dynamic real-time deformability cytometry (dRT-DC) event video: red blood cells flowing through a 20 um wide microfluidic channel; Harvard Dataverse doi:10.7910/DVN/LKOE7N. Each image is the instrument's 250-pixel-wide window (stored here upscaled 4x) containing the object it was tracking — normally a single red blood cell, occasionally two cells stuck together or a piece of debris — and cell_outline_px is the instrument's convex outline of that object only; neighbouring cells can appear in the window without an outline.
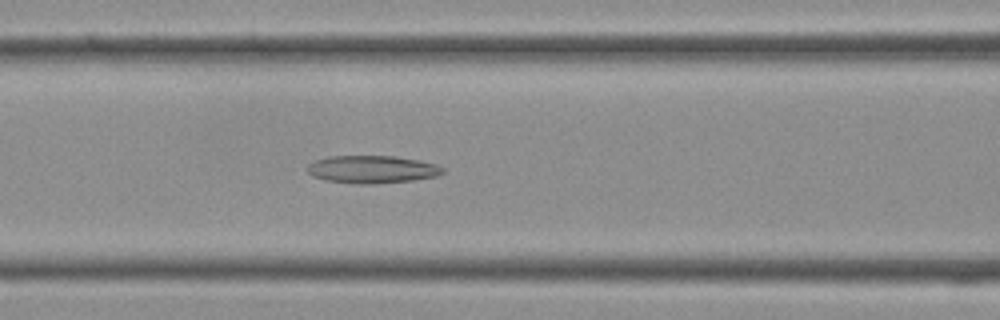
{"species": "Egyptian fruit bat (a non-hibernating species)", "species_latin": "Rousettus aegyptiacus", "temperature_condition": "cold", "stored_images_in_passage": 39, "camera_frame_rate_fps": 3000, "um_per_image_px": 0.085, "frame": {"image": 1, "passage_image": 16, "time_ms": 5.0, "image_size_px": [1000, 320], "cell_outline_px": [[444, 172], [436, 176], [412, 180], [372, 184], [360, 184], [324, 180], [312, 176], [308, 172], [308, 164], [316, 160], [328, 156], [396, 156], [420, 160], [436, 164], [444, 168]], "centroid_in_image_um": [31.63, 14.39], "position_along_channel_um": 135.0, "area_um2": 21.85}}
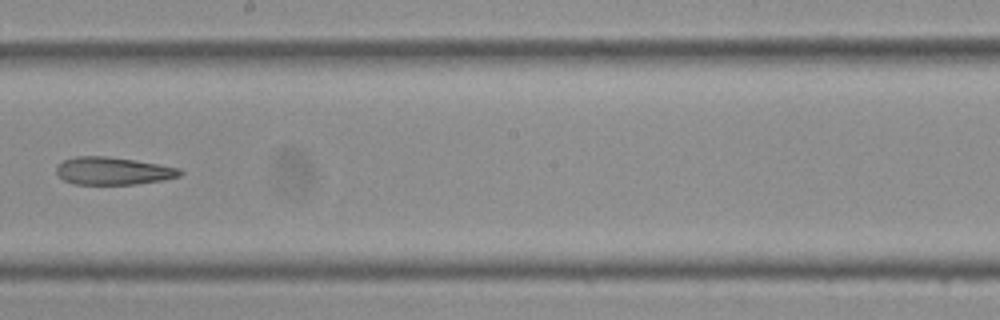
{"frame": {"image": 2, "passage_image": 22, "time_ms": 7.0, "image_size_px": [1000, 320], "cell_outline_px": [[184, 172], [180, 176], [164, 180], [136, 184], [72, 184], [64, 180], [56, 172], [56, 168], [64, 160], [76, 156], [108, 156], [180, 168]], "centroid_in_image_um": [9.62, 14.53], "position_along_channel_um": 238.6, "area_um2": 19.77}}
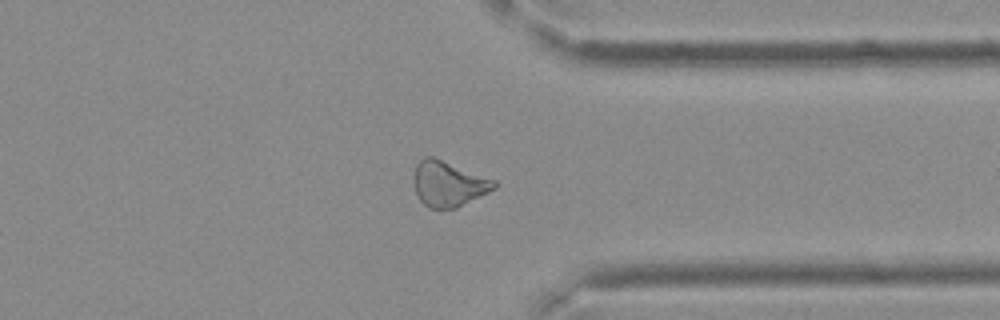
{"frame": {"image": 3, "passage_image": 30, "time_ms": 9.667, "image_size_px": [1000, 320], "cell_outline_px": [[496, 188], [456, 208], [428, 208], [420, 200], [416, 192], [412, 180], [412, 176], [416, 164], [424, 156], [432, 156], [496, 180]], "centroid_in_image_um": [38.08, 15.61], "position_along_channel_um": 373.3, "area_um2": 21.27}}